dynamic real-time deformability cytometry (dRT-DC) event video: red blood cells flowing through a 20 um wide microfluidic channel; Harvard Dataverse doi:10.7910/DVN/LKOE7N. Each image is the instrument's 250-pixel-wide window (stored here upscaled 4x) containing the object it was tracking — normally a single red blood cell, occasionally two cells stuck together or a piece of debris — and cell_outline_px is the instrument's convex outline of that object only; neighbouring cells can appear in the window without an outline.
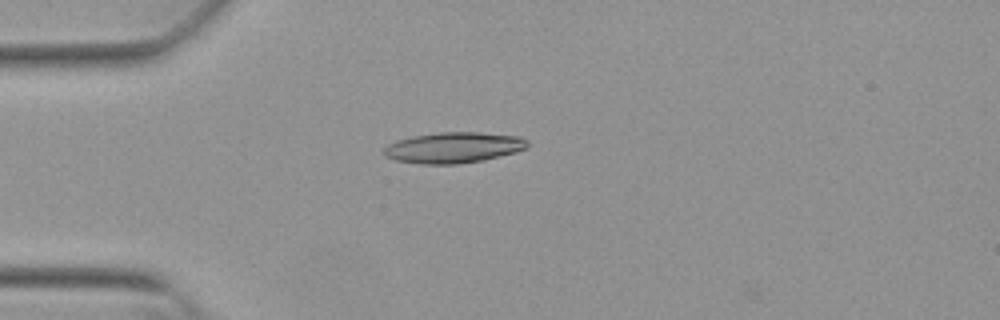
{"species": "Egyptian fruit bat (a non-hibernating species)", "species_latin": "Rousettus aegyptiacus", "temperature_condition": "warm", "stored_images_in_passage": 2, "camera_frame_rate_fps": 3000, "um_per_image_px": 0.085, "animal": {"sex": "female"}, "frame": {"image": 1, "passage_image": 1, "time_ms": 0.0, "image_size_px": [1000, 320], "cell_outline_px": [[528, 148], [516, 152], [484, 160], [456, 164], [420, 164], [396, 160], [384, 156], [384, 148], [388, 144], [396, 140], [412, 136], [440, 132], [480, 132], [520, 136], [528, 140]], "centroid_in_image_um": [38.57, 12.54], "position_along_channel_um": 46.4, "area_um2": 25.95}}